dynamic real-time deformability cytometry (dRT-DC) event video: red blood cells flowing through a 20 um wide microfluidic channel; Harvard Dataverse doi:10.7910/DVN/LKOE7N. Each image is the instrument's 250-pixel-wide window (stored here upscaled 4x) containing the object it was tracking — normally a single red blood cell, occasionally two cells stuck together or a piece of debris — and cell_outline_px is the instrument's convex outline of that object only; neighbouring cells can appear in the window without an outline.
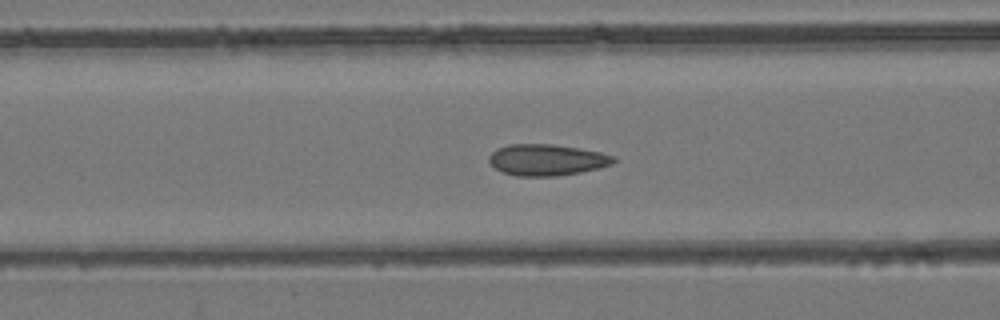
{"species": "common noctule bat (a hibernating species)", "species_latin": "Nyctalus noctula", "temperature_condition": "room temperature", "stored_images_in_passage": 53, "camera_frame_rate_fps": 3000, "um_per_image_px": 0.085, "animal": {"sex": "female", "body_mass_g": 24.6, "forearm_length_mm": 56.2}, "frame": {"image": 1, "passage_image": 21, "time_ms": 6.667, "image_size_px": [1000, 320], "cell_outline_px": [[616, 160], [612, 164], [580, 172], [556, 176], [516, 176], [504, 172], [496, 168], [488, 160], [488, 156], [496, 148], [508, 144], [552, 144], [600, 152], [616, 156]], "centroid_in_image_um": [46.46, 13.58], "position_along_channel_um": 120.1, "area_um2": 22.6}}
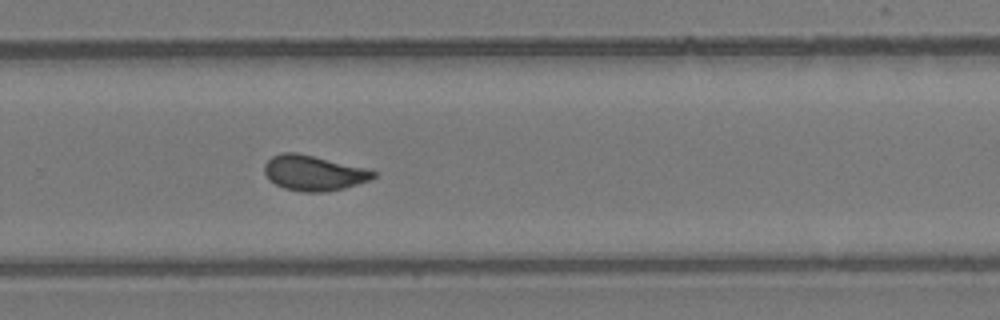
{"frame": {"image": 2, "passage_image": 35, "time_ms": 11.333, "image_size_px": [1000, 320], "cell_outline_px": [[376, 176], [372, 180], [344, 188], [328, 192], [304, 192], [284, 188], [268, 180], [264, 172], [264, 164], [272, 156], [280, 152], [296, 152], [364, 168], [376, 172]], "centroid_in_image_um": [26.64, 14.71], "position_along_channel_um": 303.2, "area_um2": 22.37}}
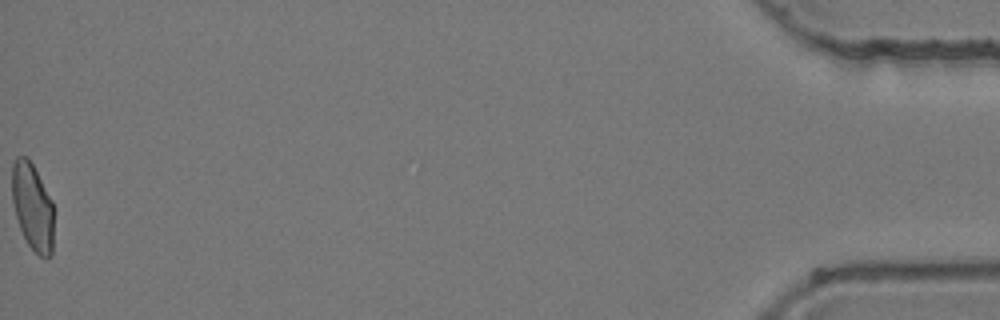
{"frame": {"image": 3, "passage_image": 53, "time_ms": 17.333, "image_size_px": [1000, 320], "cell_outline_px": [[52, 256], [48, 260], [44, 260], [28, 244], [20, 228], [16, 216], [12, 200], [12, 164], [16, 156], [28, 156], [52, 200]], "centroid_in_image_um": [2.75, 17.57], "position_along_channel_um": 432.4, "area_um2": 21.15}, "authors_computed_cell_mechanics": {"area_um2": 22.253, "velocity_mm_per_s": 3.925, "shape_relaxation_time_tau1_ms": null, "shape_relaxation_time_tau2_ms": 0.8373, "deformation_change_tau1": null, "deformation_change_tau2": 0.0558}}